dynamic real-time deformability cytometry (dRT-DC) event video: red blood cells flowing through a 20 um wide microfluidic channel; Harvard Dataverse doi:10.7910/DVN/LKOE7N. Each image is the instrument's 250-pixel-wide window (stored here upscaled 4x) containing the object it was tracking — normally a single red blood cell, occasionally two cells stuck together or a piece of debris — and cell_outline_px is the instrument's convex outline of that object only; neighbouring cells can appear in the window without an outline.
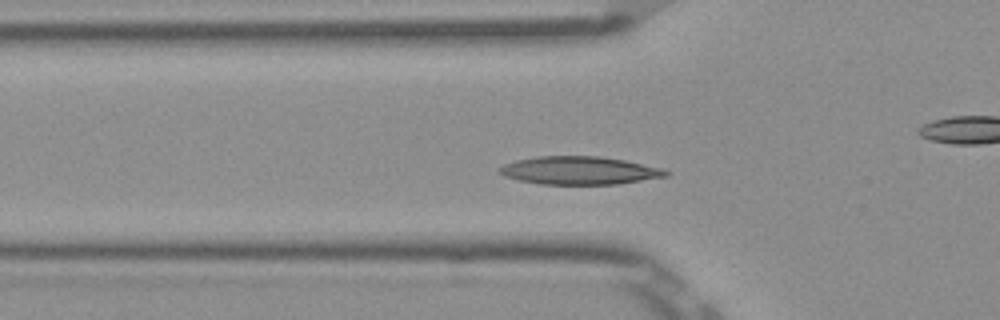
{"species": "Egyptian fruit bat (a non-hibernating species)", "species_latin": "Rousettus aegyptiacus", "temperature_condition": "room temperature", "stored_images_in_passage": 48, "camera_frame_rate_fps": 3000, "um_per_image_px": 0.085, "frame": {"image": 1, "passage_image": 12, "time_ms": 3.667, "image_size_px": [1000, 320], "cell_outline_px": [[668, 176], [620, 184], [540, 184], [520, 180], [504, 176], [500, 172], [500, 168], [504, 164], [516, 160], [536, 156], [600, 156], [624, 160], [664, 168], [668, 172]], "centroid_in_image_um": [49.28, 14.49], "position_along_channel_um": 76.5, "area_um2": 27.17}}
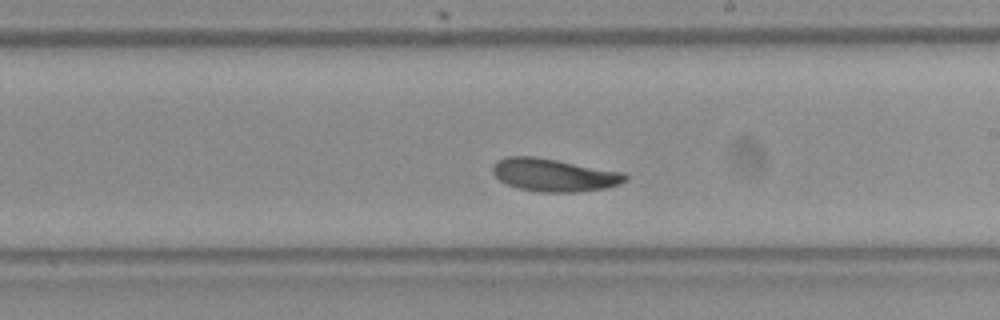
{"frame": {"image": 2, "passage_image": 25, "time_ms": 8.0, "image_size_px": [1000, 320], "cell_outline_px": [[628, 180], [620, 184], [604, 188], [576, 192], [540, 192], [520, 188], [508, 184], [500, 180], [492, 172], [492, 164], [496, 160], [504, 156], [532, 156], [556, 160], [624, 172], [628, 176]], "centroid_in_image_um": [47.08, 14.86], "position_along_channel_um": 241.9, "area_um2": 25.32}}
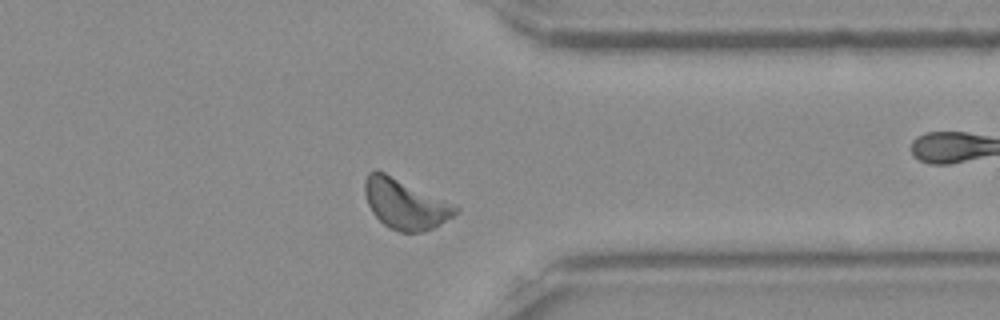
{"frame": {"image": 3, "passage_image": 36, "time_ms": 11.667, "image_size_px": [1000, 320], "cell_outline_px": [[460, 212], [440, 224], [424, 232], [400, 232], [388, 228], [372, 212], [368, 204], [364, 192], [364, 180], [368, 172], [376, 168], [452, 204], [460, 208]], "centroid_in_image_um": [34.4, 17.34], "position_along_channel_um": 377.0, "area_um2": 26.24}, "authors_computed_cell_mechanics": {"area_um2": 25.0563, "velocity_mm_per_s": 3.8144, "shape_relaxation_time_tau1_ms": 2.4165, "shape_relaxation_time_tau2_ms": 4.5096, "deformation_change_tau1": 0.0918, "deformation_change_tau2": 0.0964}}